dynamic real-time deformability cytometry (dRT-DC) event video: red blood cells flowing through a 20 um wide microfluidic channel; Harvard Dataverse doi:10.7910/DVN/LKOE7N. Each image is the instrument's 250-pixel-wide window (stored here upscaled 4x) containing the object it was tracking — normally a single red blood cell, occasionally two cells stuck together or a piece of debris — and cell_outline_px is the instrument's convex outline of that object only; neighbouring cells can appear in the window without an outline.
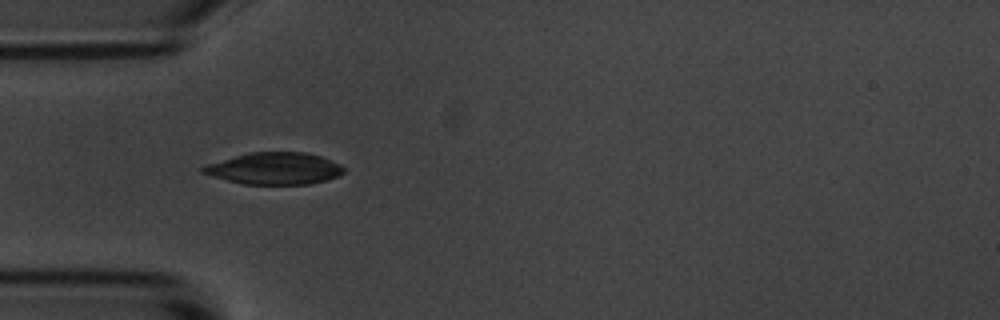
{"species": "common noctule bat (a hibernating species)", "species_latin": "Nyctalus noctula", "temperature_condition": "room temperature", "stored_images_in_passage": 7, "camera_frame_rate_fps": 3000, "um_per_image_px": 0.085, "animal": {"sex": "male", "body_mass_g": 20.1, "forearm_length_mm": 53.5}, "frame": {"image": 1, "passage_image": 5, "time_ms": 1.333, "image_size_px": [1000, 320], "cell_outline_px": [[344, 172], [336, 176], [324, 180], [308, 184], [244, 184], [212, 176], [200, 172], [200, 168], [208, 164], [248, 152], [304, 152], [320, 156], [340, 164], [344, 168]], "centroid_in_image_um": [23.31, 14.31], "position_along_channel_um": 61.7, "area_um2": 25.84}}
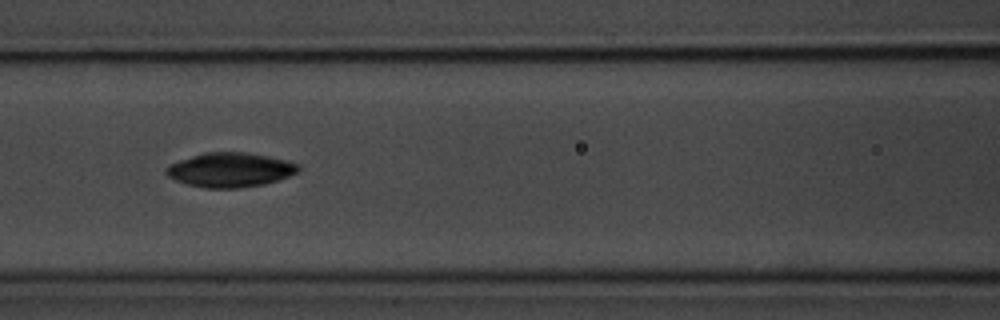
{"frame": {"image": 2, "passage_image": 7, "time_ms": 2.0, "image_size_px": [1000, 320], "cell_outline_px": [[300, 172], [264, 184], [236, 188], [204, 188], [188, 184], [176, 180], [168, 176], [164, 172], [164, 168], [168, 164], [204, 152], [244, 152], [268, 156], [288, 160], [300, 164]], "centroid_in_image_um": [19.57, 14.43], "position_along_channel_um": 147.0, "area_um2": 26.59}}